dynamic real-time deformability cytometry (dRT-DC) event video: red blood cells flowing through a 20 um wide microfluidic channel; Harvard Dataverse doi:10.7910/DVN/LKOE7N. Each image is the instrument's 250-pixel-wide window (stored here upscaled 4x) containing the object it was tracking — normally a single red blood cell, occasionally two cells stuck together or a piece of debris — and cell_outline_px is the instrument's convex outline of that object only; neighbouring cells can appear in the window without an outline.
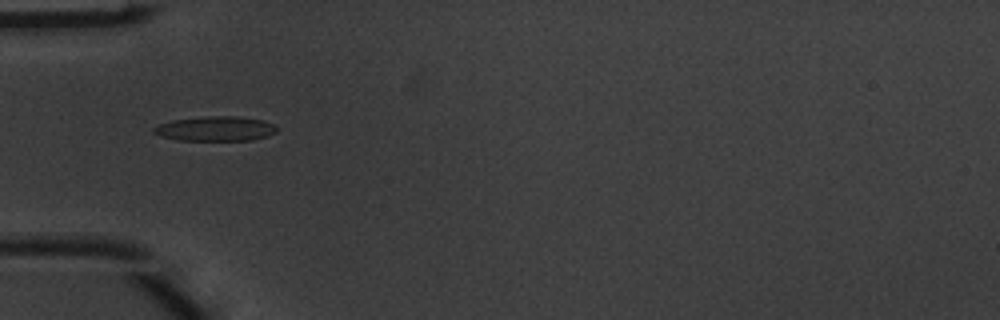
{"species": "common noctule bat (a hibernating species)", "species_latin": "Nyctalus noctula", "temperature_condition": "warm", "stored_images_in_passage": 5, "camera_frame_rate_fps": 3000, "um_per_image_px": 0.085, "animal": {"sex": "male", "body_mass_g": 20.1, "forearm_length_mm": 53.5}, "frame": {"image": 1, "passage_image": 4, "time_ms": 1.0, "image_size_px": [1000, 320], "cell_outline_px": [[276, 132], [268, 136], [252, 140], [180, 140], [160, 136], [152, 132], [152, 128], [160, 124], [172, 120], [208, 116], [236, 116], [264, 120], [272, 124], [276, 128]], "centroid_in_image_um": [18.31, 10.94], "position_along_channel_um": 66.7, "area_um2": 17.63}}